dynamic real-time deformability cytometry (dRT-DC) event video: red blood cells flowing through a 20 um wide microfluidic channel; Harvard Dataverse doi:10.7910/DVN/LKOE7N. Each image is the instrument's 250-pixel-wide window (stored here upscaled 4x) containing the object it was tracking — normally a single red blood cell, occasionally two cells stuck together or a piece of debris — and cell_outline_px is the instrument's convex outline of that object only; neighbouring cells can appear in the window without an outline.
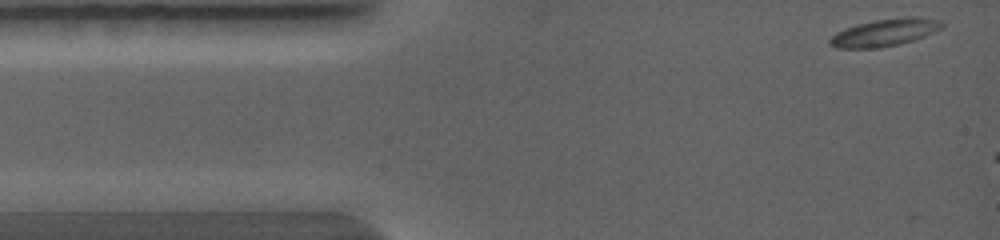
{"species": "common noctule bat (a hibernating species)", "species_latin": "Nyctalus noctula", "temperature_condition": "warm", "stored_images_in_passage": 5, "camera_frame_rate_fps": 5000, "um_per_image_px": 0.085, "animal": {"sex": "female", "body_mass_g": 19.0, "forearm_length_mm": 56.7}, "frame": {"image": 1, "passage_image": 1, "time_ms": 0.0, "image_size_px": [1000, 240], "cell_outline_px": [[944, 28], [924, 36], [900, 44], [880, 48], [836, 48], [828, 44], [828, 40], [836, 32], [844, 28], [856, 24], [872, 20], [904, 16], [920, 16], [944, 20]], "centroid_in_image_um": [75.24, 2.74], "position_along_channel_um": 9.8, "area_um2": 18.38}}